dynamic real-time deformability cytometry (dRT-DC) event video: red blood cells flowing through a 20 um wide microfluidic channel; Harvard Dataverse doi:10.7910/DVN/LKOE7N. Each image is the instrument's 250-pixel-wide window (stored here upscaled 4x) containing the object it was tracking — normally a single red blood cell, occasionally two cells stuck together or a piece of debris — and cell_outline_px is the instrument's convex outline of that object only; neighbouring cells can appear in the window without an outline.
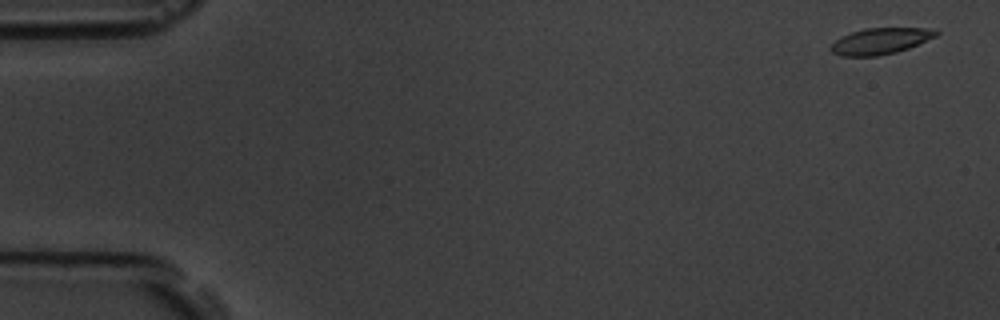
{"species": "common noctule bat (a hibernating species)", "species_latin": "Nyctalus noctula", "temperature_condition": "room temperature", "stored_images_in_passage": 5, "camera_frame_rate_fps": 3000, "um_per_image_px": 0.085, "animal": {"sex": "male", "body_mass_g": 19.5, "forearm_length_mm": 54.6}, "frame": {"image": 1, "passage_image": 1, "time_ms": 0.0, "image_size_px": [1000, 320], "cell_outline_px": [[940, 32], [936, 36], [908, 48], [896, 52], [876, 56], [840, 56], [832, 52], [828, 48], [840, 36], [864, 28], [936, 28]], "centroid_in_image_um": [74.82, 3.48], "position_along_channel_um": 10.2, "area_um2": 16.13}}
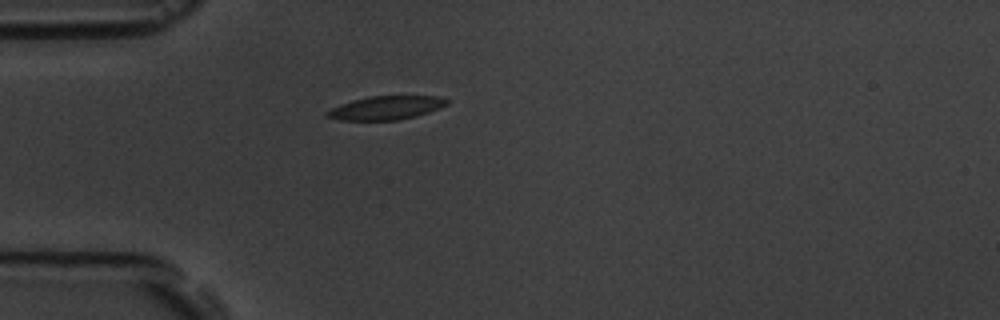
{"frame": {"image": 2, "passage_image": 5, "time_ms": 4.667, "image_size_px": [1000, 320], "cell_outline_px": [[448, 104], [440, 108], [416, 116], [396, 120], [340, 120], [324, 116], [324, 112], [340, 104], [352, 100], [368, 96], [440, 96], [448, 100]], "centroid_in_image_um": [32.79, 9.16], "position_along_channel_um": 52.2, "area_um2": 16.53}}